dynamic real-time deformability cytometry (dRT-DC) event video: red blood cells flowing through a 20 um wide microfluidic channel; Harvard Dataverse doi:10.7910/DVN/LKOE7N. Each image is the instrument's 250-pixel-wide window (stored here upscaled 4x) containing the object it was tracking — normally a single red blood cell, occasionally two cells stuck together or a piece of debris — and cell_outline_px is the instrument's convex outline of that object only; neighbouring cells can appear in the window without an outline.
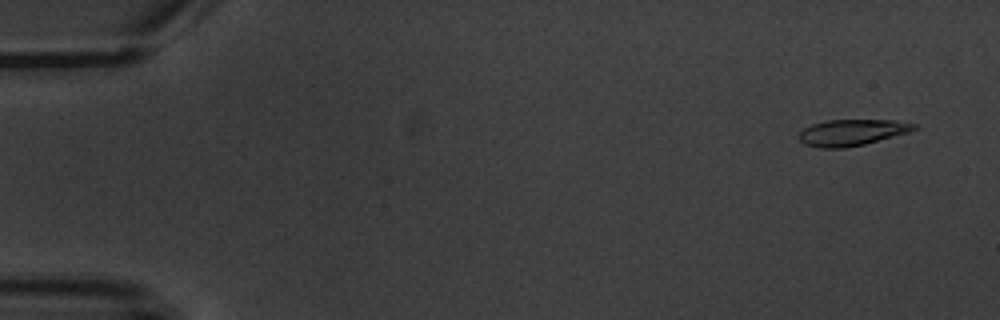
{"species": "common noctule bat (a hibernating species)", "species_latin": "Nyctalus noctula", "temperature_condition": "warm", "stored_images_in_passage": 6, "camera_frame_rate_fps": 3000, "um_per_image_px": 0.085, "animal": {"sex": "male", "body_mass_g": 20.1, "forearm_length_mm": 53.5}, "frame": {"image": 1, "passage_image": 1, "time_ms": 0.0, "image_size_px": [1000, 320], "cell_outline_px": [[920, 128], [908, 132], [864, 144], [844, 148], [820, 148], [804, 144], [800, 140], [800, 132], [804, 128], [812, 124], [828, 120], [896, 120], [916, 124]], "centroid_in_image_um": [72.43, 11.25], "position_along_channel_um": 12.6, "area_um2": 17.51}}
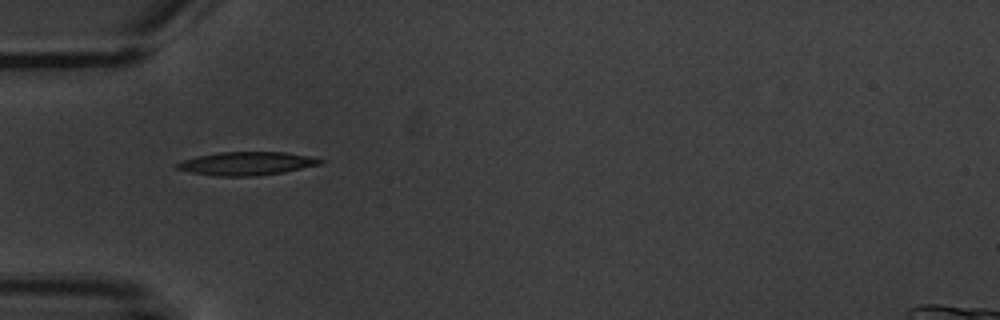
{"frame": {"image": 2, "passage_image": 5, "time_ms": 5.0, "image_size_px": [1000, 320], "cell_outline_px": [[324, 164], [284, 172], [256, 176], [216, 176], [192, 172], [176, 168], [176, 164], [184, 160], [196, 156], [216, 152], [284, 152], [308, 156], [324, 160]], "centroid_in_image_um": [21.0, 13.89], "position_along_channel_um": 64.0, "area_um2": 19.48}}